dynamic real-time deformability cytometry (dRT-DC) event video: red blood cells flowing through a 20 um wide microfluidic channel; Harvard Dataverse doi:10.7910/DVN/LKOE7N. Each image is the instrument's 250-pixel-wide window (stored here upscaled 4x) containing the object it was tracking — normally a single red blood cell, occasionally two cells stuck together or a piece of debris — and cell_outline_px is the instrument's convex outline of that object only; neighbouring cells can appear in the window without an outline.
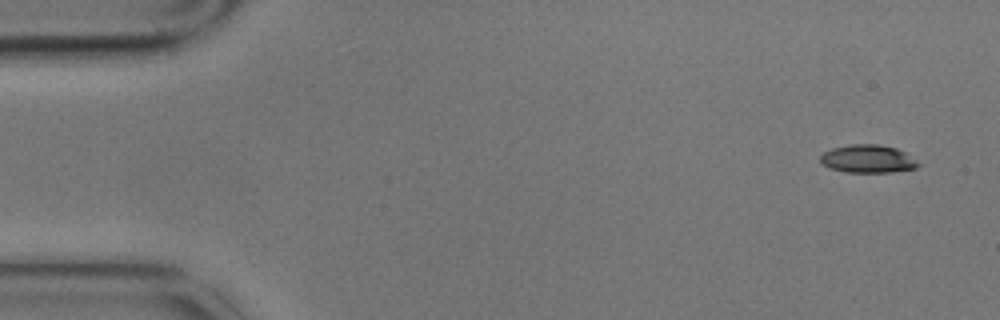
{"species": "common noctule bat (a hibernating species)", "species_latin": "Nyctalus noctula", "temperature_condition": "cold", "stored_images_in_passage": 6, "camera_frame_rate_fps": 3000, "um_per_image_px": 0.085, "animal": {"sex": "male", "body_mass_g": 17.9}, "frame": {"image": 1, "passage_image": 1, "time_ms": 0.0, "image_size_px": [1000, 320], "cell_outline_px": [[920, 164], [916, 168], [892, 172], [844, 172], [832, 168], [824, 164], [820, 160], [820, 156], [824, 152], [832, 148], [852, 144], [880, 144], [896, 148], [904, 152], [916, 160]], "centroid_in_image_um": [73.78, 13.5], "position_along_channel_um": 11.2, "area_um2": 15.84}}
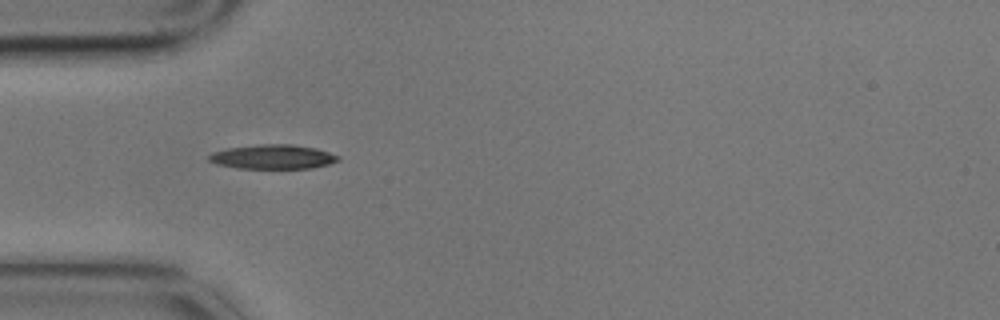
{"frame": {"image": 2, "passage_image": 5, "time_ms": 1.333, "image_size_px": [1000, 320], "cell_outline_px": [[340, 160], [328, 164], [312, 168], [236, 168], [216, 164], [208, 160], [208, 156], [212, 152], [228, 148], [260, 144], [292, 144], [316, 148], [340, 156]], "centroid_in_image_um": [23.18, 13.33], "position_along_channel_um": 61.8, "area_um2": 18.32}}